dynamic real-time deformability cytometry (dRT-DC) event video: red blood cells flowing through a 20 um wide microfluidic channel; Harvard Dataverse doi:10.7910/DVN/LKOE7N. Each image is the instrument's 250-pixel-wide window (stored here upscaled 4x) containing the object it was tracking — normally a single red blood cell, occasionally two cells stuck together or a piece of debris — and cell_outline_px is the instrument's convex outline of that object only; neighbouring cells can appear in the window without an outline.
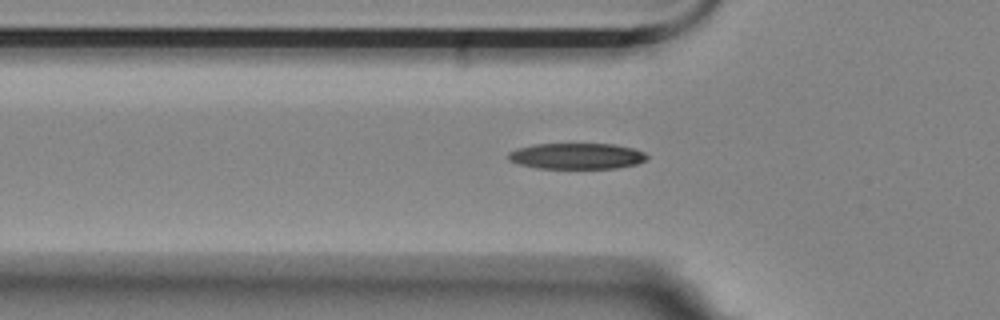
{"species": "Egyptian fruit bat (a non-hibernating species)", "species_latin": "Rousettus aegyptiacus", "temperature_condition": "room temperature", "stored_images_in_passage": 32, "camera_frame_rate_fps": 3000, "um_per_image_px": 0.085, "animal": {"sex": "female"}, "frame": {"image": 1, "passage_image": 8, "time_ms": 2.333, "image_size_px": [1000, 320], "cell_outline_px": [[648, 160], [636, 164], [616, 168], [536, 168], [520, 164], [508, 160], [508, 152], [516, 148], [532, 144], [612, 144], [632, 148], [644, 152], [648, 156]], "centroid_in_image_um": [49.0, 13.26], "position_along_channel_um": 76.8, "area_um2": 21.04}}
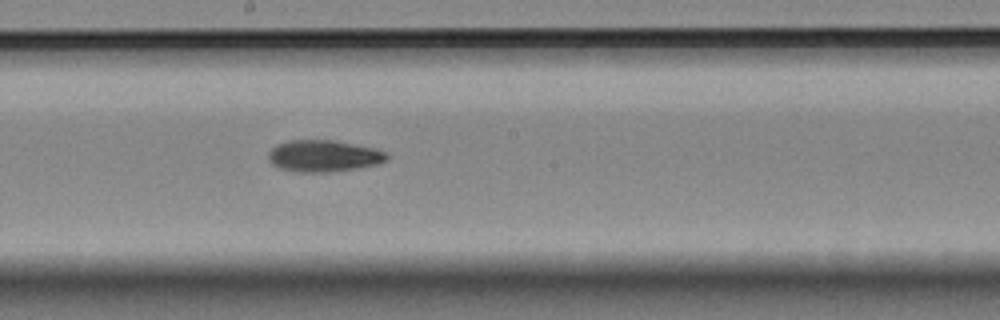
{"frame": {"image": 2, "passage_image": 20, "time_ms": 6.333, "image_size_px": [1000, 320], "cell_outline_px": [[388, 160], [380, 164], [360, 168], [328, 172], [300, 172], [280, 168], [272, 164], [268, 160], [268, 152], [276, 144], [288, 140], [332, 140], [376, 148], [384, 152], [388, 156]], "centroid_in_image_um": [27.52, 13.25], "position_along_channel_um": 220.7, "area_um2": 22.02}}
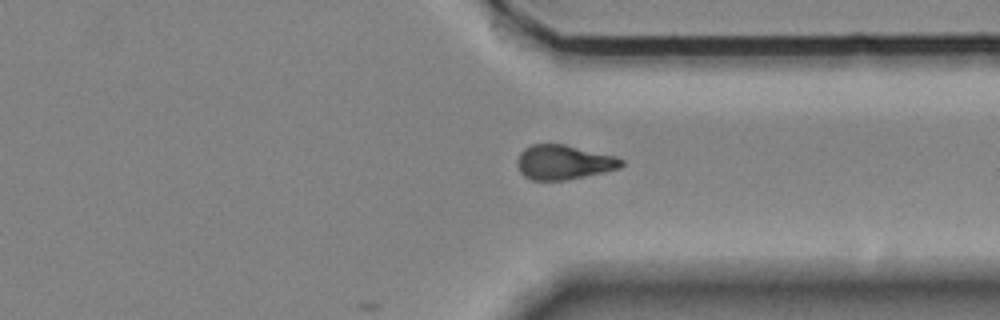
{"frame": {"image": 3, "passage_image": 32, "time_ms": 10.333, "image_size_px": [1000, 320], "cell_outline_px": [[624, 164], [620, 168], [604, 172], [564, 180], [532, 180], [524, 176], [520, 172], [516, 164], [516, 160], [520, 152], [524, 148], [532, 144], [564, 144], [616, 156], [624, 160]], "centroid_in_image_um": [47.9, 13.78], "position_along_channel_um": 363.5, "area_um2": 21.04}}